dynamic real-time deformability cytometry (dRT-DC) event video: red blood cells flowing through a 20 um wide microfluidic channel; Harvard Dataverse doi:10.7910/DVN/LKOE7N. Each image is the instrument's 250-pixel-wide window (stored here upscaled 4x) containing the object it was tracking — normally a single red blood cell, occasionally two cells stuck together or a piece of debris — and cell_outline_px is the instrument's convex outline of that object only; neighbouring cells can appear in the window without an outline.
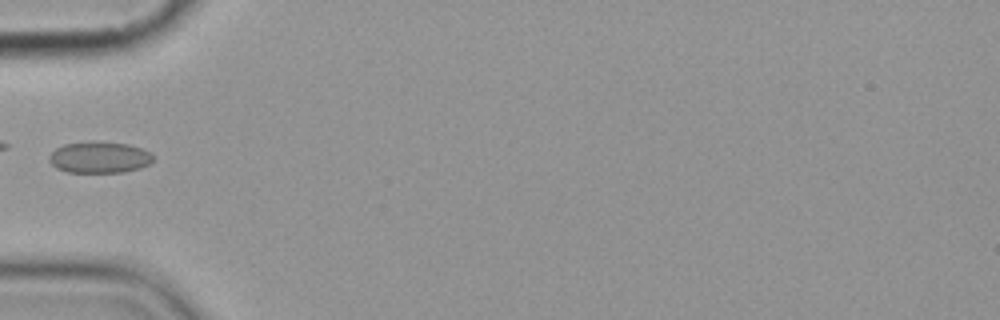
{"species": "common noctule bat (a hibernating species)", "species_latin": "Nyctalus noctula", "temperature_condition": "cold", "stored_images_in_passage": 8, "camera_frame_rate_fps": 3000, "um_per_image_px": 0.085, "animal": {"sex": "female", "body_mass_g": 19.9}, "frame": {"image": 1, "passage_image": 5, "time_ms": 5.333, "image_size_px": [1000, 320], "cell_outline_px": [[152, 160], [148, 164], [140, 168], [124, 172], [68, 172], [56, 168], [48, 160], [48, 156], [56, 148], [64, 144], [92, 140], [96, 140], [128, 144], [140, 148], [148, 152], [152, 156]], "centroid_in_image_um": [8.4, 13.36], "position_along_channel_um": 76.6, "area_um2": 19.13}}
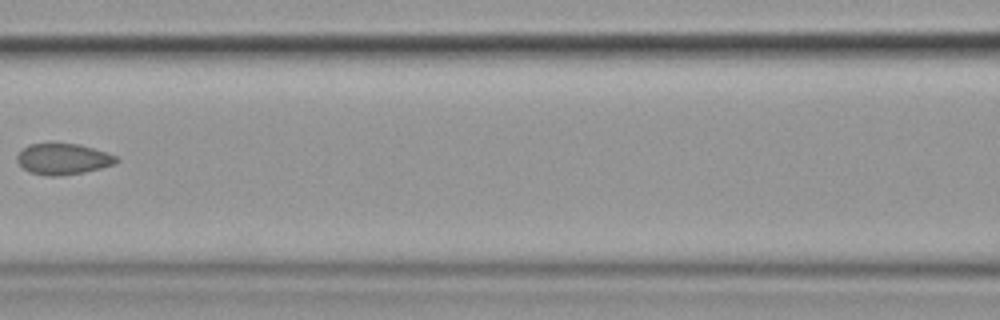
{"frame": {"image": 2, "passage_image": 7, "time_ms": 7.667, "image_size_px": [1000, 320], "cell_outline_px": [[120, 160], [112, 164], [100, 168], [84, 172], [52, 176], [48, 176], [32, 172], [24, 168], [16, 160], [16, 156], [28, 144], [80, 144], [116, 156]], "centroid_in_image_um": [5.35, 13.51], "position_along_channel_um": 161.3, "area_um2": 17.46}}
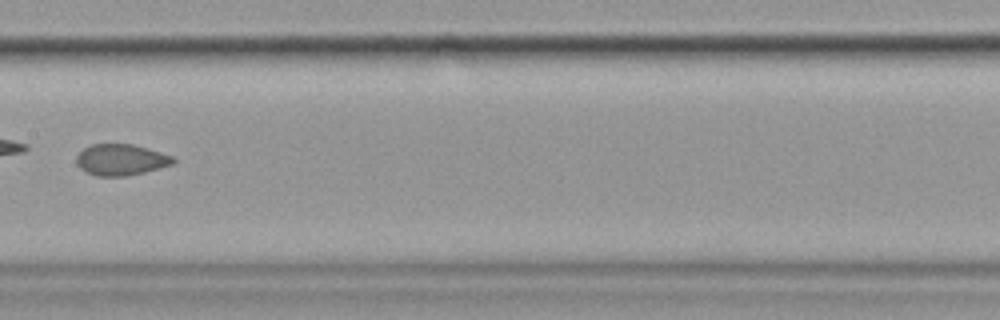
{"frame": {"image": 3, "passage_image": 8, "time_ms": 8.667, "image_size_px": [1000, 320], "cell_outline_px": [[176, 160], [172, 164], [144, 172], [124, 176], [96, 176], [80, 168], [76, 164], [76, 156], [84, 148], [92, 144], [132, 144], [160, 152], [172, 156]], "centroid_in_image_um": [10.25, 13.58], "position_along_channel_um": 197.1, "area_um2": 17.4}}